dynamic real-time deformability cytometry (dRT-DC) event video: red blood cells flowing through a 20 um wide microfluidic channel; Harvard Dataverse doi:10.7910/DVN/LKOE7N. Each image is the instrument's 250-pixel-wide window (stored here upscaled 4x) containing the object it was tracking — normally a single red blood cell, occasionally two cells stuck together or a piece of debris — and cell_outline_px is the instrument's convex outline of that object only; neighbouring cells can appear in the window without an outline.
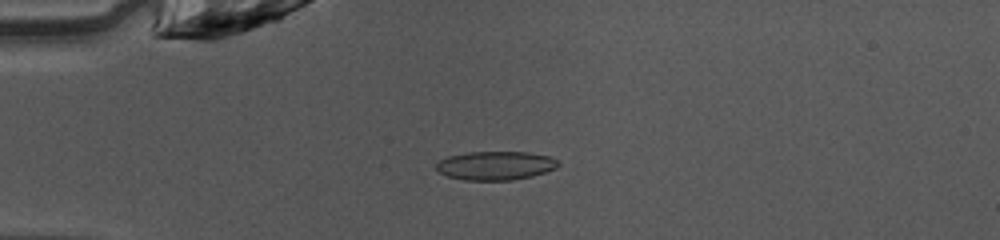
{"species": "common noctule bat (a hibernating species)", "species_latin": "Nyctalus noctula", "temperature_condition": "warm", "stored_images_in_passage": 49, "camera_frame_rate_fps": 3000, "um_per_image_px": 0.085, "animal": {"sex": "female", "body_mass_g": 10.0, "forearm_length_mm": 53.1}, "frame": {"image": 1, "passage_image": 13, "time_ms": 4.0, "image_size_px": [1000, 240], "cell_outline_px": [[560, 164], [556, 168], [532, 176], [512, 180], [464, 180], [448, 176], [440, 172], [436, 168], [436, 164], [440, 160], [448, 156], [468, 152], [528, 152], [552, 156]], "centroid_in_image_um": [42.14, 14.07], "position_along_channel_um": 42.9, "area_um2": 20.4}}
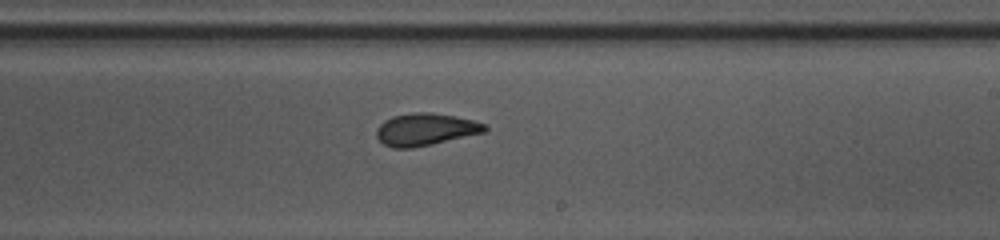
{"frame": {"image": 2, "passage_image": 30, "time_ms": 9.667, "image_size_px": [1000, 240], "cell_outline_px": [[488, 128], [484, 132], [432, 144], [412, 148], [392, 148], [384, 144], [376, 136], [376, 128], [384, 120], [392, 116], [416, 112], [428, 112], [452, 116], [472, 120], [484, 124]], "centroid_in_image_um": [36.11, 11.0], "position_along_channel_um": 252.9, "area_um2": 20.11}}
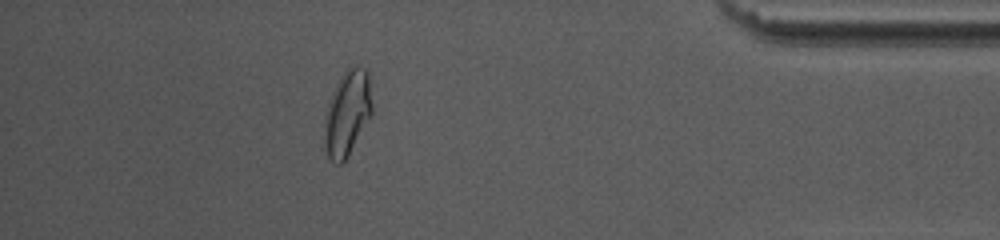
{"frame": {"image": 3, "passage_image": 44, "time_ms": 14.333, "image_size_px": [1000, 240], "cell_outline_px": [[372, 116], [348, 156], [340, 164], [336, 164], [328, 156], [324, 144], [324, 128], [328, 108], [332, 92], [340, 76], [352, 64], [356, 64], [364, 68], [368, 72], [372, 104]], "centroid_in_image_um": [29.55, 9.6], "position_along_channel_um": 405.7, "area_um2": 23.7}, "authors_computed_cell_mechanics": {"area_um2": 20.2878, "velocity_mm_per_s": 4.0892, "shape_relaxation_time_tau1_ms": 3.5135, "shape_relaxation_time_tau2_ms": 1.0683, "deformation_change_tau1": 0.1321, "deformation_change_tau2": 0.0676}}